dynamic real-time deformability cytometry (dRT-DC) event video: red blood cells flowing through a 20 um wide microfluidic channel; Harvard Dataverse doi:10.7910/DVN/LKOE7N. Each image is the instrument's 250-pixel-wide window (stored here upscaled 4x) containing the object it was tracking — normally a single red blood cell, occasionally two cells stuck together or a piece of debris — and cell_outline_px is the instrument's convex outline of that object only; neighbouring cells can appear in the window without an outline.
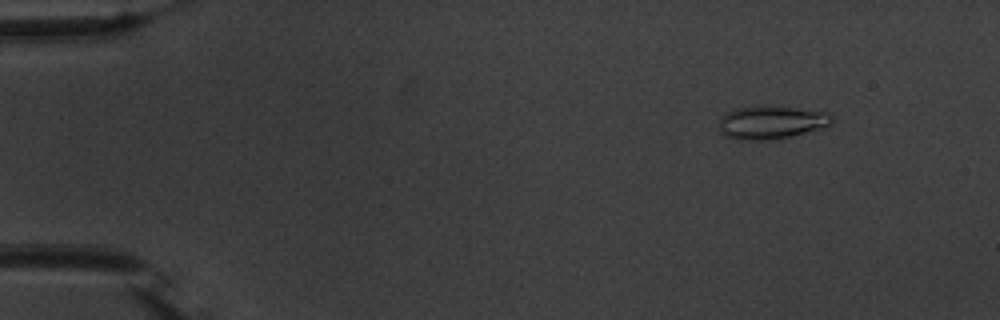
{"species": "common noctule bat (a hibernating species)", "species_latin": "Nyctalus noctula", "temperature_condition": "warm", "stored_images_in_passage": 55, "camera_frame_rate_fps": 3000, "um_per_image_px": 0.085, "animal": {"sex": "male", "body_mass_g": 20.1, "forearm_length_mm": 53.5}, "frame": {"image": 1, "passage_image": 7, "time_ms": 2.0, "image_size_px": [1000, 320], "cell_outline_px": [[832, 124], [824, 128], [780, 140], [740, 140], [724, 136], [720, 132], [720, 120], [728, 112], [736, 108], [756, 104], [828, 112], [832, 116]], "centroid_in_image_um": [65.59, 10.41], "position_along_channel_um": 19.4, "area_um2": 22.31}}
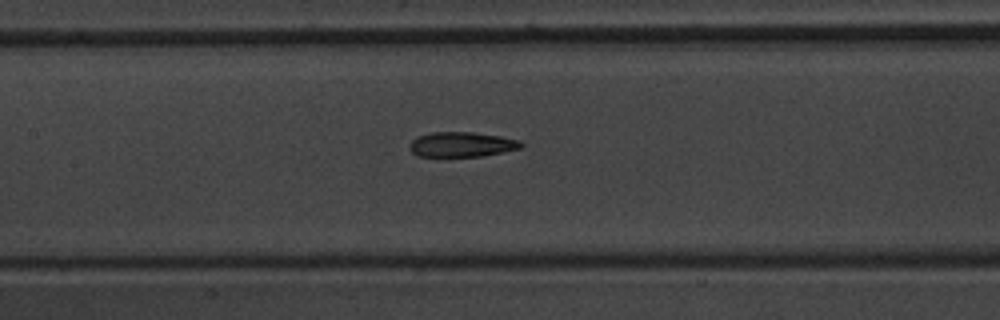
{"frame": {"image": 2, "passage_image": 27, "time_ms": 8.667, "image_size_px": [1000, 320], "cell_outline_px": [[524, 144], [520, 148], [504, 152], [480, 156], [416, 156], [408, 148], [408, 144], [416, 136], [432, 132], [472, 132], [500, 136], [520, 140]], "centroid_in_image_um": [39.21, 12.27], "position_along_channel_um": 168.2, "area_um2": 16.3}}
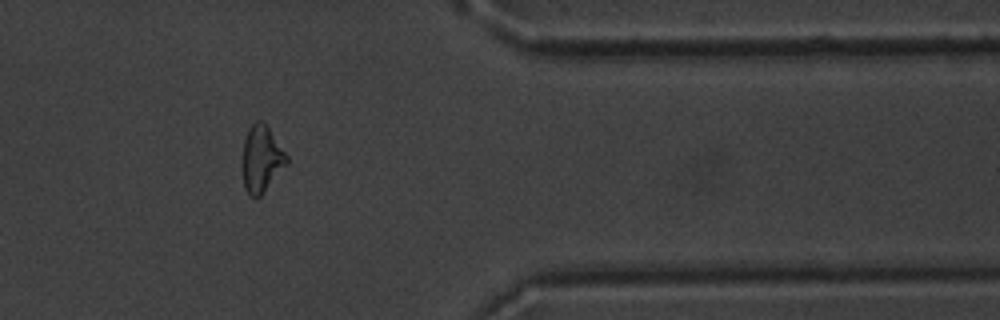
{"frame": {"image": 3, "passage_image": 46, "time_ms": 15.0, "image_size_px": [1000, 320], "cell_outline_px": [[288, 164], [264, 192], [256, 200], [244, 188], [240, 164], [244, 140], [248, 128], [256, 120], [260, 120], [268, 128], [288, 156]], "centroid_in_image_um": [22.19, 13.54], "position_along_channel_um": 389.2, "area_um2": 17.51}, "authors_computed_cell_mechanics": {"area_um2": 17.629, "velocity_mm_per_s": 3.7329, "shape_relaxation_time_tau1_ms": 7.9686, "shape_relaxation_time_tau2_ms": 2.3818, "deformation_change_tau1": 0.2019, "deformation_change_tau2": 0.1037}}